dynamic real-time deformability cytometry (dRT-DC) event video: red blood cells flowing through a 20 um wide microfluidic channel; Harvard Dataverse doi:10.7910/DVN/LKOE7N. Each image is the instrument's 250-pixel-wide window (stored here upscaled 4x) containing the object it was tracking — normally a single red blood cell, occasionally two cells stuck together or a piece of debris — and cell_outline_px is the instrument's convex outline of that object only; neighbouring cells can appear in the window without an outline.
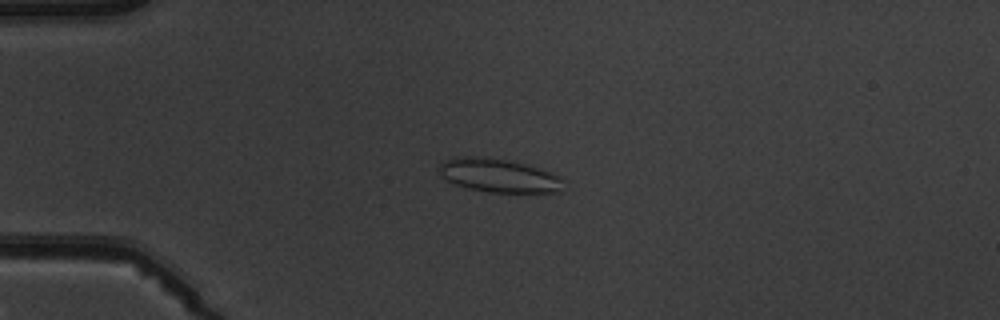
{"species": "common noctule bat (a hibernating species)", "species_latin": "Nyctalus noctula", "temperature_condition": "warm", "stored_images_in_passage": 6, "camera_frame_rate_fps": 3000, "um_per_image_px": 0.085, "animal": {"sex": "male", "body_mass_g": 19.5, "forearm_length_mm": 54.6}, "frame": {"image": 1, "passage_image": 2, "time_ms": 1.0, "image_size_px": [1000, 320], "cell_outline_px": [[560, 192], [488, 192], [468, 188], [456, 184], [440, 176], [436, 168], [444, 160], [456, 156], [476, 156], [508, 160], [524, 164], [552, 172], [560, 176]], "centroid_in_image_um": [42.3, 14.9], "position_along_channel_um": 42.7, "area_um2": 24.22}}
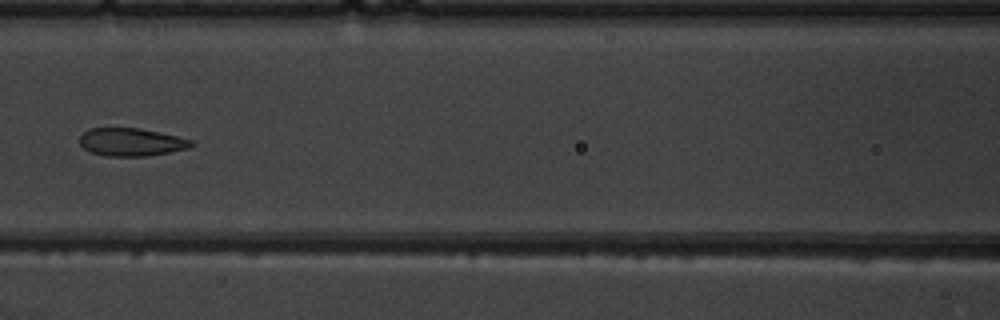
{"frame": {"image": 2, "passage_image": 5, "time_ms": 4.667, "image_size_px": [1000, 320], "cell_outline_px": [[196, 144], [188, 148], [148, 156], [104, 156], [92, 152], [84, 148], [80, 144], [80, 136], [88, 128], [140, 128], [160, 132], [192, 140]], "centroid_in_image_um": [11.16, 12.07], "position_along_channel_um": 155.4, "area_um2": 18.15}}
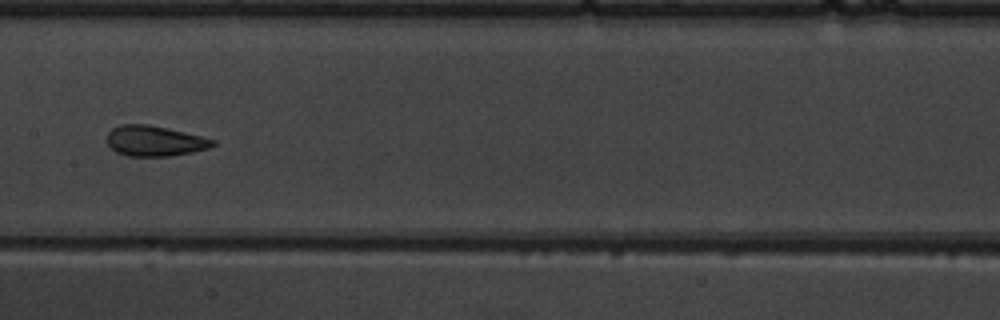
{"frame": {"image": 3, "passage_image": 6, "time_ms": 5.667, "image_size_px": [1000, 320], "cell_outline_px": [[216, 144], [208, 148], [192, 152], [168, 156], [128, 156], [116, 152], [108, 144], [108, 132], [112, 128], [120, 124], [148, 124], [168, 128], [216, 140]], "centroid_in_image_um": [13.14, 11.97], "position_along_channel_um": 194.3, "area_um2": 18.67}}